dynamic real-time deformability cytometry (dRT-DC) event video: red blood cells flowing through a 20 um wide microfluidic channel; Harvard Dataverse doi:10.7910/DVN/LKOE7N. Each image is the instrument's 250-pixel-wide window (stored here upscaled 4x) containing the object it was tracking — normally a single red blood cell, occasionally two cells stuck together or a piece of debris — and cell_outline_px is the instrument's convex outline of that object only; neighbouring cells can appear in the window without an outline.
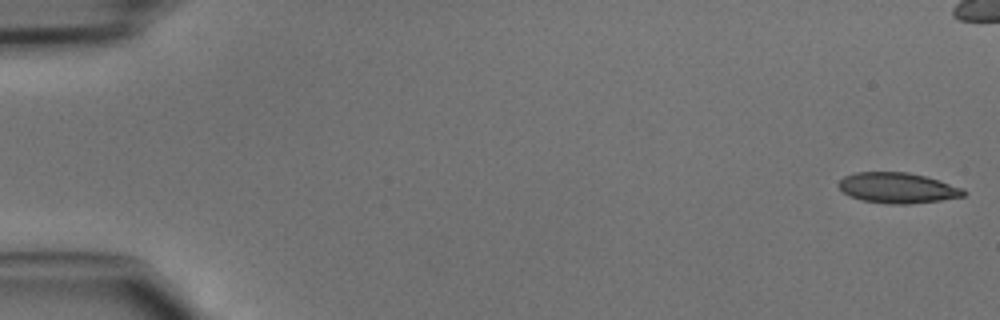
{"species": "common noctule bat (a hibernating species)", "species_latin": "Nyctalus noctula", "temperature_condition": "cold", "stored_images_in_passage": 9, "camera_frame_rate_fps": 3000, "um_per_image_px": 0.085, "animal": {"sex": "male", "body_mass_g": 15.6}, "frame": {"image": 1, "passage_image": 1, "time_ms": 0.0, "image_size_px": [1000, 320], "cell_outline_px": [[968, 192], [964, 196], [940, 200], [908, 204], [888, 204], [860, 200], [848, 196], [836, 184], [844, 176], [856, 172], [908, 172], [940, 180], [964, 188]], "centroid_in_image_um": [76.29, 15.97], "position_along_channel_um": 8.7, "area_um2": 22.43}}